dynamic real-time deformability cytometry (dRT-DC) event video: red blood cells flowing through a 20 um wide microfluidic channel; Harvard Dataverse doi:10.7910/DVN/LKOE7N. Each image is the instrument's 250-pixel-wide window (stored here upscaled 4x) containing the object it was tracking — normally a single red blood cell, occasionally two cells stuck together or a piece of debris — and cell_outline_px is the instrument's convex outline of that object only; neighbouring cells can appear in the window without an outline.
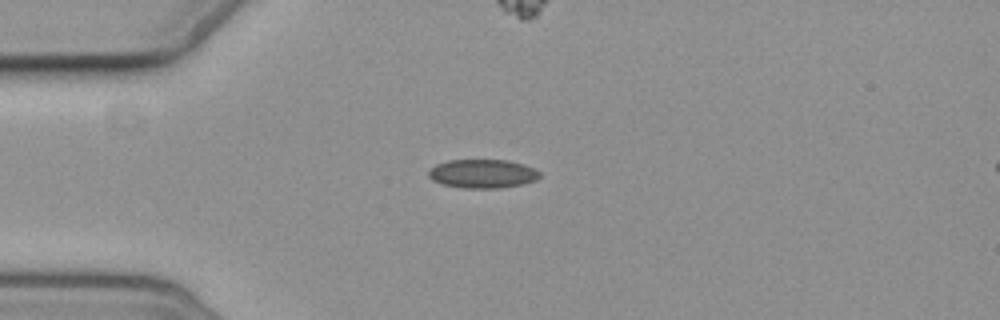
{"species": "common noctule bat (a hibernating species)", "species_latin": "Nyctalus noctula", "temperature_condition": "cold", "stored_images_in_passage": 8, "camera_frame_rate_fps": 3000, "um_per_image_px": 0.085, "animal": {"sex": "female", "body_mass_g": 19.3, "forearm_length_mm": 54.1}, "frame": {"image": 1, "passage_image": 3, "time_ms": 2.667, "image_size_px": [1000, 320], "cell_outline_px": [[540, 176], [536, 180], [524, 184], [500, 188], [464, 188], [440, 184], [432, 180], [428, 176], [428, 172], [436, 164], [448, 160], [508, 160], [524, 164], [536, 168], [540, 172]], "centroid_in_image_um": [41.04, 14.76], "position_along_channel_um": 44.0, "area_um2": 18.84}}
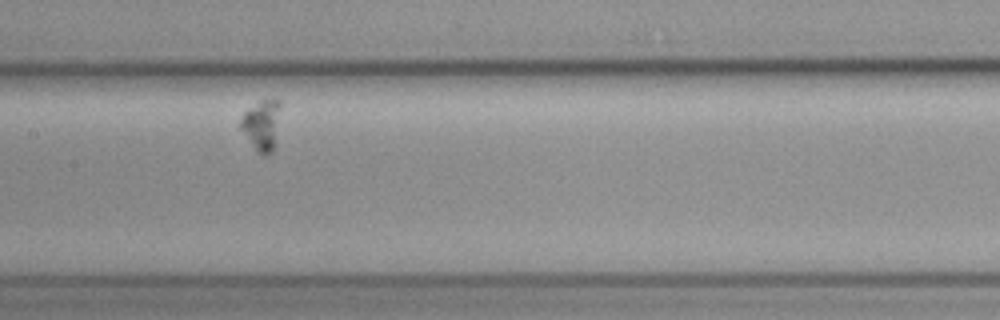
{"frame": {"image": 2, "passage_image": 7, "time_ms": 8.333, "image_size_px": [1000, 320], "cell_outline_px": [[280, 104], [272, 152], [268, 156], [264, 156], [256, 152], [240, 128], [240, 120], [244, 112], [248, 108], [260, 100], [272, 96], [280, 100]], "centroid_in_image_um": [22.22, 10.59], "position_along_channel_um": 185.2, "area_um2": 11.73}}
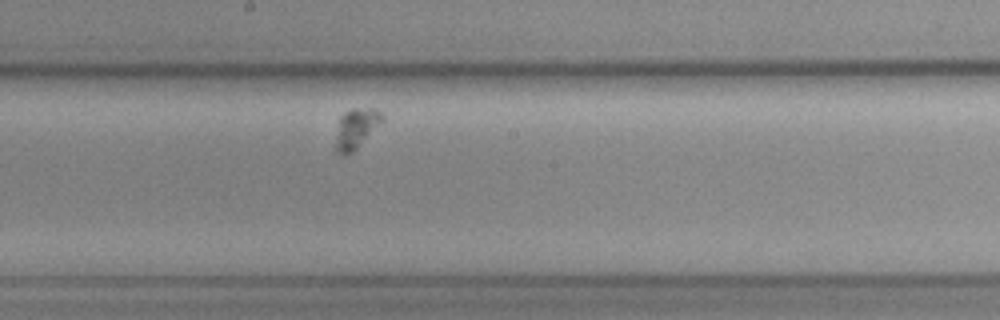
{"frame": {"image": 3, "passage_image": 8, "time_ms": 9.333, "image_size_px": [1000, 320], "cell_outline_px": [[384, 120], [352, 152], [336, 152], [336, 140], [340, 116], [344, 112], [352, 108], [376, 108], [384, 112]], "centroid_in_image_um": [30.33, 10.83], "position_along_channel_um": 217.9, "area_um2": 10.58}}